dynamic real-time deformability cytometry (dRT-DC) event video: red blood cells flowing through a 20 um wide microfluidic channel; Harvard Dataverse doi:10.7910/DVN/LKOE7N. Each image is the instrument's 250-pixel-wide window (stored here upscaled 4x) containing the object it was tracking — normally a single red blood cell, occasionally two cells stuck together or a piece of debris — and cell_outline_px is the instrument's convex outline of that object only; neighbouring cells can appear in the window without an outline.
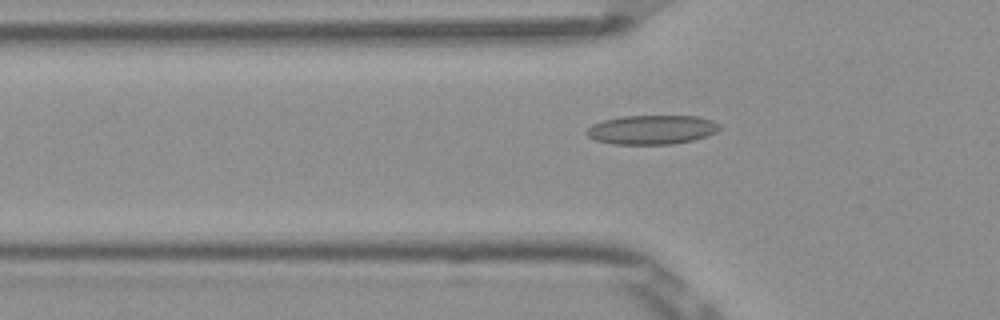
{"species": "Egyptian fruit bat (a non-hibernating species)", "species_latin": "Rousettus aegyptiacus", "temperature_condition": "room temperature", "stored_images_in_passage": 50, "camera_frame_rate_fps": 3000, "um_per_image_px": 0.085, "frame": {"image": 1, "passage_image": 17, "time_ms": 5.333, "image_size_px": [1000, 320], "cell_outline_px": [[720, 128], [716, 132], [708, 136], [692, 140], [672, 144], [612, 144], [596, 140], [588, 136], [584, 132], [592, 124], [600, 120], [620, 116], [696, 116], [712, 120], [720, 124]], "centroid_in_image_um": [55.38, 11.02], "position_along_channel_um": 70.4, "area_um2": 22.77}}
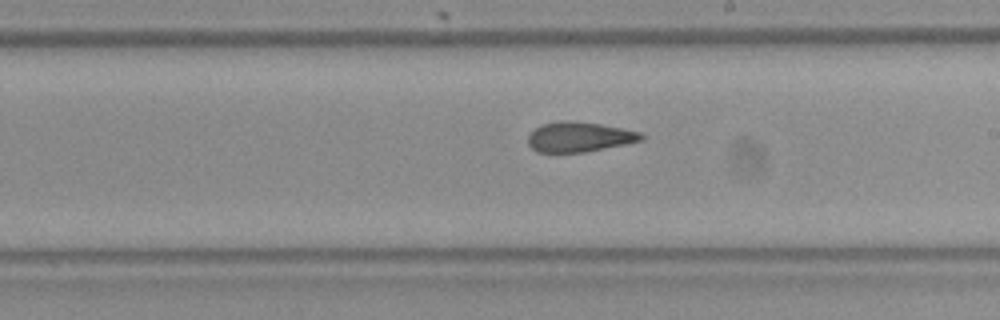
{"frame": {"image": 2, "passage_image": 30, "time_ms": 9.667, "image_size_px": [1000, 320], "cell_outline_px": [[644, 140], [584, 152], [536, 152], [528, 144], [528, 136], [540, 124], [560, 120], [572, 120], [600, 124], [640, 132], [644, 136]], "centroid_in_image_um": [49.21, 11.63], "position_along_channel_um": 239.8, "area_um2": 19.71}}
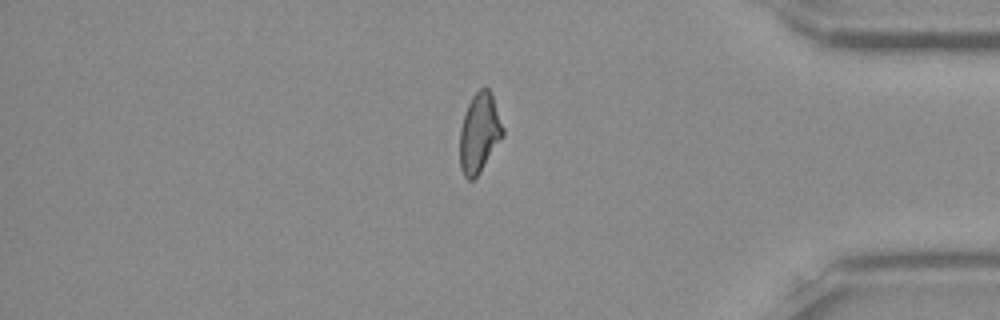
{"frame": {"image": 3, "passage_image": 44, "time_ms": 14.333, "image_size_px": [1000, 320], "cell_outline_px": [[504, 136], [480, 172], [472, 180], [468, 180], [464, 176], [460, 168], [460, 128], [464, 112], [472, 96], [480, 88], [488, 88], [492, 96], [504, 128]], "centroid_in_image_um": [40.74, 11.31], "position_along_channel_um": 394.5, "area_um2": 19.94}, "authors_computed_cell_mechanics": {"area_um2": 20.8369, "velocity_mm_per_s": 3.8859, "shape_relaxation_time_tau1_ms": null, "shape_relaxation_time_tau2_ms": 2.3841, "deformation_change_tau1": null, "deformation_change_tau2": 0.0901}}